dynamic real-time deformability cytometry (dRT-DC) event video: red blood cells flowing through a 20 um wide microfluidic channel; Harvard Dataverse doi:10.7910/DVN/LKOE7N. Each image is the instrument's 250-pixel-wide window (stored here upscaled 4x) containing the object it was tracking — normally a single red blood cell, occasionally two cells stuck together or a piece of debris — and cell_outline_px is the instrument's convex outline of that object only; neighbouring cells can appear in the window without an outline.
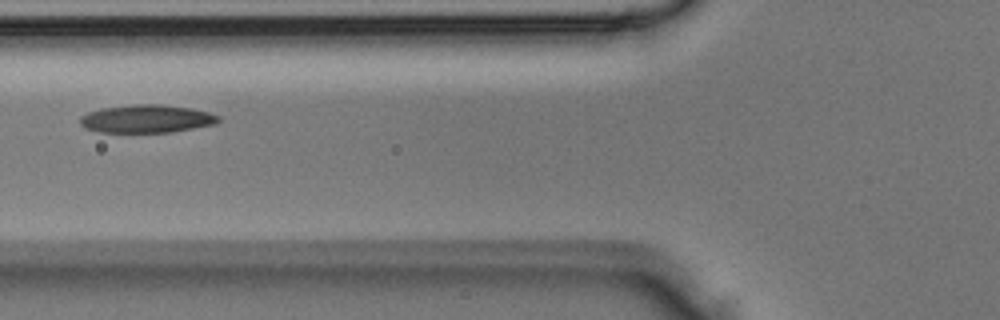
{"species": "Egyptian fruit bat (a non-hibernating species)", "species_latin": "Rousettus aegyptiacus", "temperature_condition": "room temperature", "stored_images_in_passage": 3, "camera_frame_rate_fps": 3000, "um_per_image_px": 0.085, "animal": {"sex": "male"}, "frame": {"image": 1, "passage_image": 3, "time_ms": 0.667, "image_size_px": [1000, 320], "cell_outline_px": [[220, 120], [216, 124], [172, 132], [100, 132], [84, 128], [80, 124], [80, 116], [88, 112], [100, 108], [132, 104], [160, 104], [192, 108], [208, 112], [220, 116]], "centroid_in_image_um": [12.46, 10.09], "position_along_channel_um": 113.3, "area_um2": 22.77}}